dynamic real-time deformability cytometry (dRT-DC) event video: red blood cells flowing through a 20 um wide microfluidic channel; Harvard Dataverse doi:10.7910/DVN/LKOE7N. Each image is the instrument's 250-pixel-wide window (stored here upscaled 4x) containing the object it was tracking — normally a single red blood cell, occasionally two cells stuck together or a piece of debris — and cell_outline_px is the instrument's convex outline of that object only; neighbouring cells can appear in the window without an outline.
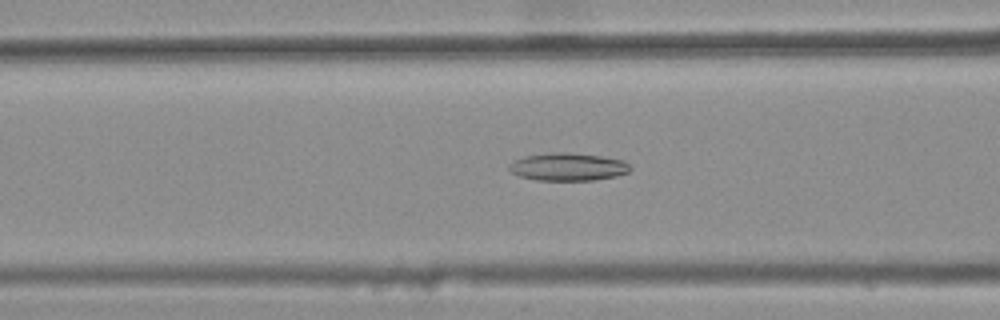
{"species": "common noctule bat (a hibernating species)", "species_latin": "Nyctalus noctula", "temperature_condition": "warm", "stored_images_in_passage": 39, "camera_frame_rate_fps": 3000, "um_per_image_px": 0.085, "animal": {"sex": "female", "body_mass_g": 25.1}, "frame": {"image": 1, "passage_image": 14, "time_ms": 4.333, "image_size_px": [1000, 320], "cell_outline_px": [[632, 168], [628, 172], [616, 176], [596, 180], [536, 180], [520, 176], [512, 172], [508, 168], [508, 164], [524, 156], [552, 152], [564, 152], [600, 156], [624, 160]], "centroid_in_image_um": [48.28, 14.18], "position_along_channel_um": 118.3, "area_um2": 19.54}}
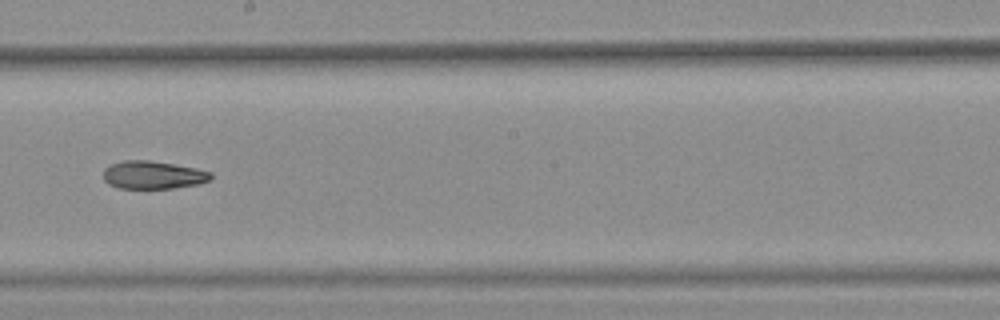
{"frame": {"image": 2, "passage_image": 23, "time_ms": 7.333, "image_size_px": [1000, 320], "cell_outline_px": [[212, 176], [208, 180], [200, 184], [172, 188], [116, 188], [108, 184], [104, 180], [104, 168], [108, 164], [124, 160], [148, 160], [196, 168], [212, 172]], "centroid_in_image_um": [12.97, 14.87], "position_along_channel_um": 235.2, "area_um2": 17.57}}
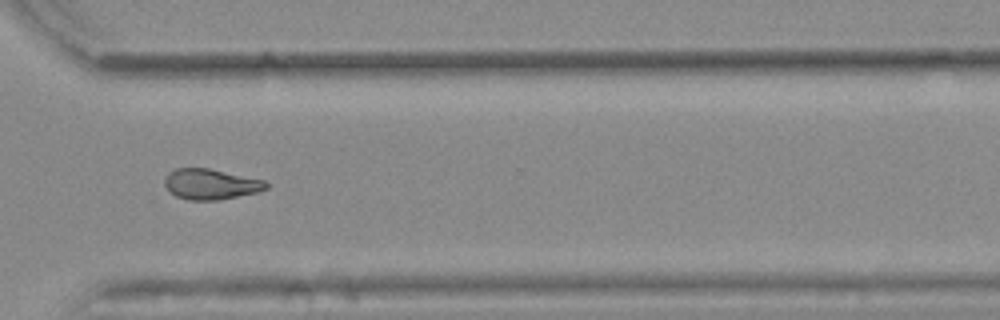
{"frame": {"image": 3, "passage_image": 32, "time_ms": 10.333, "image_size_px": [1000, 320], "cell_outline_px": [[268, 188], [256, 192], [216, 200], [188, 200], [176, 196], [168, 192], [164, 184], [164, 180], [168, 172], [176, 168], [208, 168], [264, 180], [268, 184]], "centroid_in_image_um": [17.86, 15.65], "position_along_channel_um": 352.7, "area_um2": 17.98}, "authors_computed_cell_mechanics": {"area_um2": 18.3226, "velocity_mm_per_s": 3.9039, "shape_relaxation_time_tau1_ms": null, "shape_relaxation_time_tau2_ms": 10.4912, "deformation_change_tau1": null, "deformation_change_tau2": 0.2108}}